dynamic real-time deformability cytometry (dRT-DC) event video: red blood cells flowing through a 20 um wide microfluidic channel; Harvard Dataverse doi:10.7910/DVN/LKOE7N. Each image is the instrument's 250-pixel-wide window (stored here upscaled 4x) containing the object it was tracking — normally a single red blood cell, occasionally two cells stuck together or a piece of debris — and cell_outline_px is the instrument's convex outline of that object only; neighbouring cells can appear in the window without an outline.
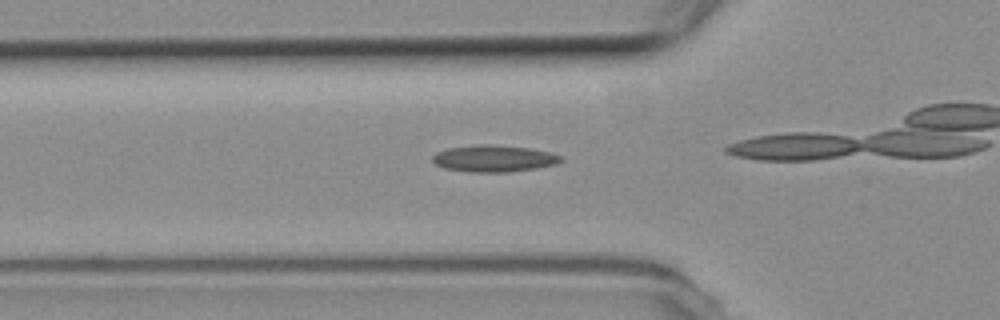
{"species": "common noctule bat (a hibernating species)", "species_latin": "Nyctalus noctula", "temperature_condition": "room temperature", "stored_images_in_passage": 28, "camera_frame_rate_fps": 3000, "um_per_image_px": 0.085, "animal": {"sex": "female", "body_mass_g": 19.3, "forearm_length_mm": 54.1}, "frame": {"image": 1, "passage_image": 5, "time_ms": 1.333, "image_size_px": [1000, 320], "cell_outline_px": [[560, 160], [556, 164], [508, 172], [472, 172], [444, 168], [436, 164], [432, 160], [432, 156], [436, 152], [448, 148], [476, 144], [492, 144], [528, 148], [548, 152], [560, 156]], "centroid_in_image_um": [41.9, 13.46], "position_along_channel_um": 83.9, "area_um2": 19.71}}